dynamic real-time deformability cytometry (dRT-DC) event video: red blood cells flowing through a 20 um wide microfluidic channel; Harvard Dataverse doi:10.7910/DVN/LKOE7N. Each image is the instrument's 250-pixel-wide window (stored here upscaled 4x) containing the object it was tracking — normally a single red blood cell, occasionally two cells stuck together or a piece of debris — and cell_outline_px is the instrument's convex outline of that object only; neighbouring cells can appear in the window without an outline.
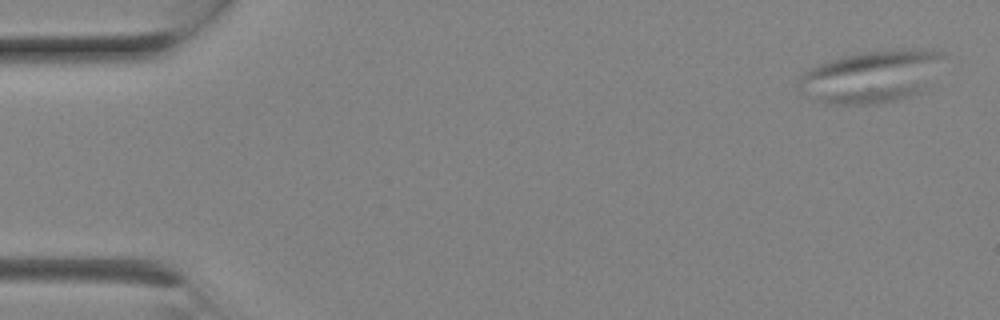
{"species": "Egyptian fruit bat (a non-hibernating species)", "species_latin": "Rousettus aegyptiacus", "temperature_condition": "room temperature", "stored_images_in_passage": 9, "camera_frame_rate_fps": 3000, "um_per_image_px": 0.085, "animal": {"sex": "female"}, "frame": {"image": 1, "passage_image": 2, "time_ms": 0.333, "image_size_px": [1000, 320], "cell_outline_px": [[948, 56], [920, 92], [896, 100], [876, 104], [824, 104], [816, 100], [804, 92], [800, 84], [800, 76], [808, 68], [844, 56], [868, 52], [944, 52]], "centroid_in_image_um": [74.03, 6.55], "position_along_channel_um": 11.0, "area_um2": 42.43}}
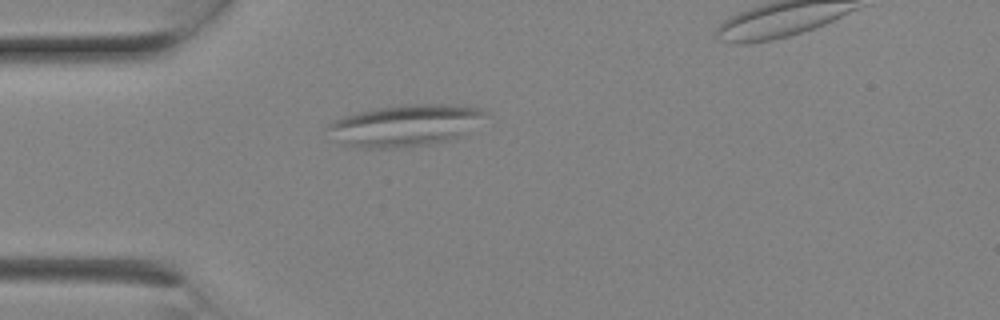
{"frame": {"image": 2, "passage_image": 7, "time_ms": 2.0, "image_size_px": [1000, 320], "cell_outline_px": [[488, 116], [460, 136], [448, 140], [432, 144], [412, 148], [364, 148], [344, 144], [328, 128], [328, 124], [344, 116], [356, 112], [376, 108], [404, 104], [448, 104], [480, 108], [488, 112]], "centroid_in_image_um": [34.51, 10.65], "position_along_channel_um": 50.5, "area_um2": 38.09}}